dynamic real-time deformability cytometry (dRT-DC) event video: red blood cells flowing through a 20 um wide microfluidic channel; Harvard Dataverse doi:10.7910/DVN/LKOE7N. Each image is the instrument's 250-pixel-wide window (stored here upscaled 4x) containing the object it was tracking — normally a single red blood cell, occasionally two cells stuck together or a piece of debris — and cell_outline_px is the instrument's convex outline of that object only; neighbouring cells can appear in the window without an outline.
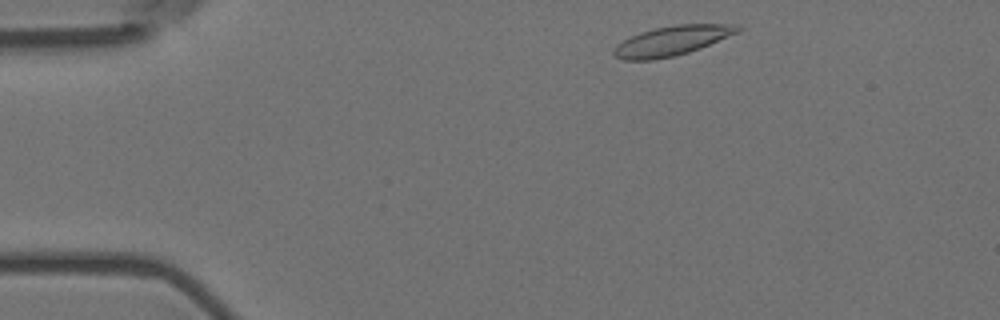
{"species": "Egyptian fruit bat (a non-hibernating species)", "species_latin": "Rousettus aegyptiacus", "temperature_condition": "room temperature", "stored_images_in_passage": 13, "camera_frame_rate_fps": 3000, "um_per_image_px": 0.085, "animal": {"sex": "female"}, "frame": {"image": 1, "passage_image": 1, "time_ms": 0.0, "image_size_px": [1000, 320], "cell_outline_px": [[744, 28], [740, 32], [700, 48], [688, 52], [672, 56], [652, 60], [624, 60], [612, 56], [612, 48], [616, 44], [640, 32], [656, 28], [676, 24], [740, 24]], "centroid_in_image_um": [57.13, 3.46], "position_along_channel_um": 27.9, "area_um2": 21.56}}
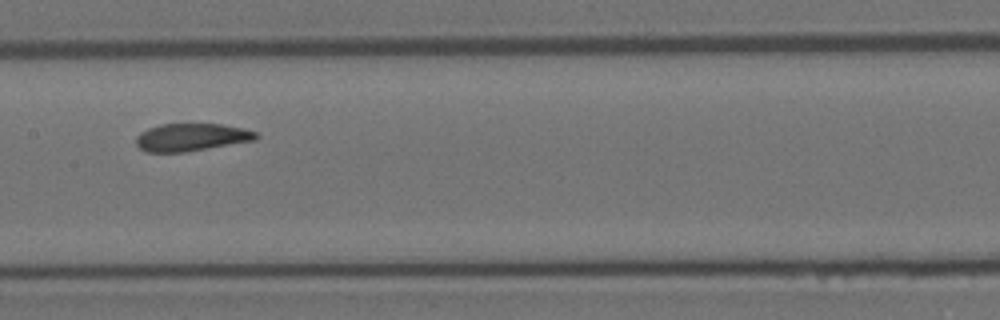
{"frame": {"image": 2, "passage_image": 6, "time_ms": 1.667, "image_size_px": [1000, 320], "cell_outline_px": [[260, 136], [256, 140], [184, 152], [148, 152], [140, 148], [136, 144], [136, 136], [140, 132], [148, 128], [160, 124], [220, 124], [244, 128], [256, 132]], "centroid_in_image_um": [16.27, 11.66], "position_along_channel_um": 191.1, "area_um2": 19.31}}
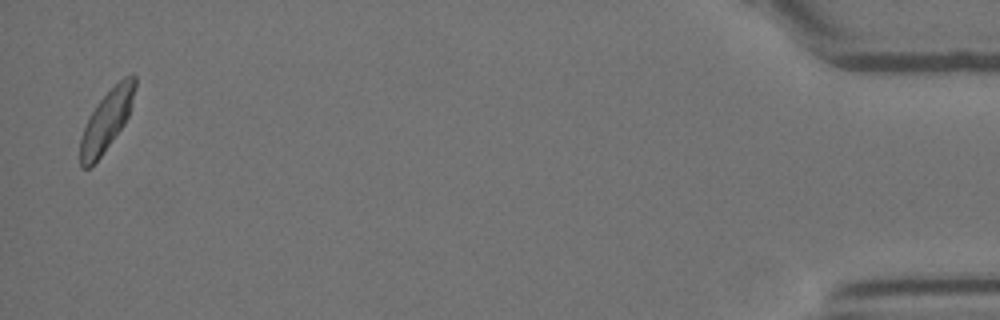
{"frame": {"image": 3, "passage_image": 13, "time_ms": 4.0, "image_size_px": [1000, 320], "cell_outline_px": [[136, 84], [128, 116], [124, 124], [100, 156], [88, 168], [80, 168], [80, 140], [84, 128], [96, 104], [124, 76], [132, 72], [136, 76]], "centroid_in_image_um": [9.07, 10.22], "position_along_channel_um": 426.1, "area_um2": 18.73}}